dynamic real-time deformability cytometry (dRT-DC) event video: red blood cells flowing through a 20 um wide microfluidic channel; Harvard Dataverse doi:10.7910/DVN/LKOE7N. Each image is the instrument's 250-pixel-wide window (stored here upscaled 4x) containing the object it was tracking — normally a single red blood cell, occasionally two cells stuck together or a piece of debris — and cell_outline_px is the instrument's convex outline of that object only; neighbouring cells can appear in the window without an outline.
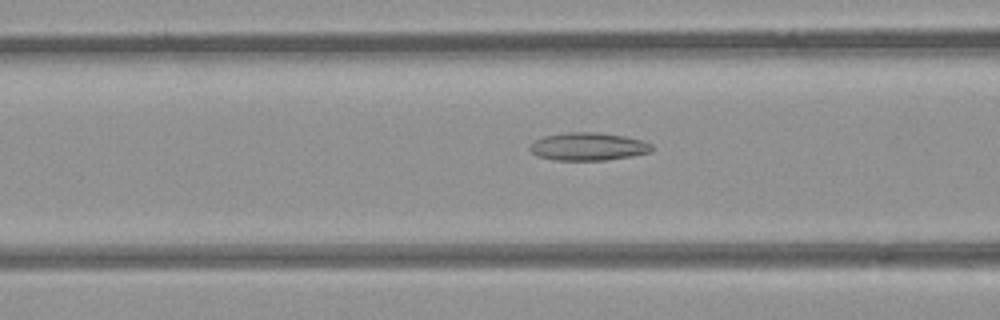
{"species": "common noctule bat (a hibernating species)", "species_latin": "Nyctalus noctula", "temperature_condition": "room temperature", "stored_images_in_passage": 46, "camera_frame_rate_fps": 3000, "um_per_image_px": 0.085, "animal": {"sex": "female", "body_mass_g": 21.9}, "frame": {"image": 1, "passage_image": 14, "time_ms": 4.333, "image_size_px": [1000, 320], "cell_outline_px": [[652, 152], [632, 156], [608, 160], [556, 160], [536, 156], [528, 148], [536, 140], [544, 136], [564, 132], [600, 132], [624, 136], [644, 140], [652, 144]], "centroid_in_image_um": [50.02, 12.45], "position_along_channel_um": 116.6, "area_um2": 20.0}}
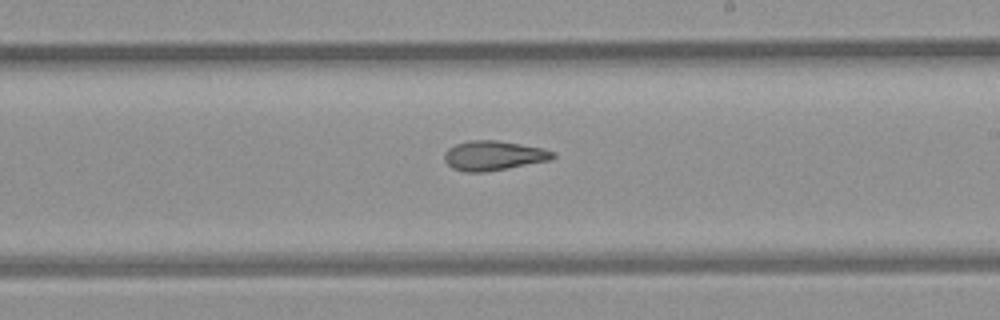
{"frame": {"image": 2, "passage_image": 24, "time_ms": 7.667, "image_size_px": [1000, 320], "cell_outline_px": [[556, 156], [552, 160], [508, 168], [484, 172], [464, 172], [452, 168], [444, 160], [444, 152], [448, 148], [456, 144], [468, 140], [496, 140], [544, 148], [556, 152]], "centroid_in_image_um": [41.97, 13.22], "position_along_channel_um": 247.0, "area_um2": 18.9}}
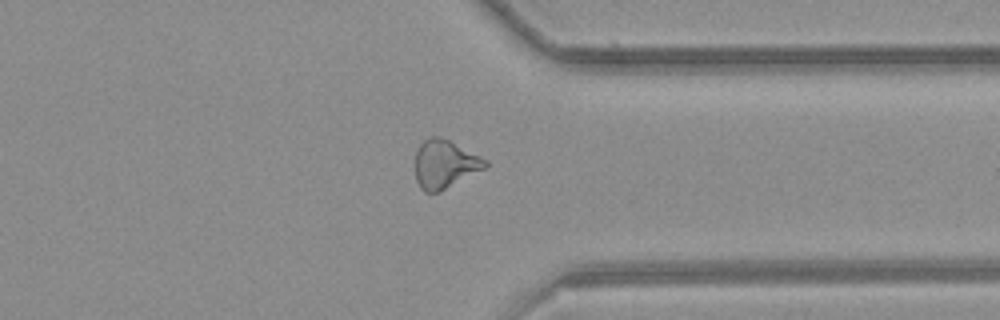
{"frame": {"image": 3, "passage_image": 34, "time_ms": 11.0, "image_size_px": [1000, 320], "cell_outline_px": [[488, 164], [484, 168], [436, 192], [424, 192], [420, 188], [416, 180], [416, 152], [420, 144], [424, 140], [432, 136], [440, 136], [488, 160]], "centroid_in_image_um": [37.77, 13.93], "position_along_channel_um": 373.6, "area_um2": 19.13}, "authors_computed_cell_mechanics": {"area_um2": 19.8832, "velocity_mm_per_s": 3.9105, "shape_relaxation_time_tau1_ms": null, "shape_relaxation_time_tau2_ms": 4.5468, "deformation_change_tau1": null, "deformation_change_tau2": 0.1418}}